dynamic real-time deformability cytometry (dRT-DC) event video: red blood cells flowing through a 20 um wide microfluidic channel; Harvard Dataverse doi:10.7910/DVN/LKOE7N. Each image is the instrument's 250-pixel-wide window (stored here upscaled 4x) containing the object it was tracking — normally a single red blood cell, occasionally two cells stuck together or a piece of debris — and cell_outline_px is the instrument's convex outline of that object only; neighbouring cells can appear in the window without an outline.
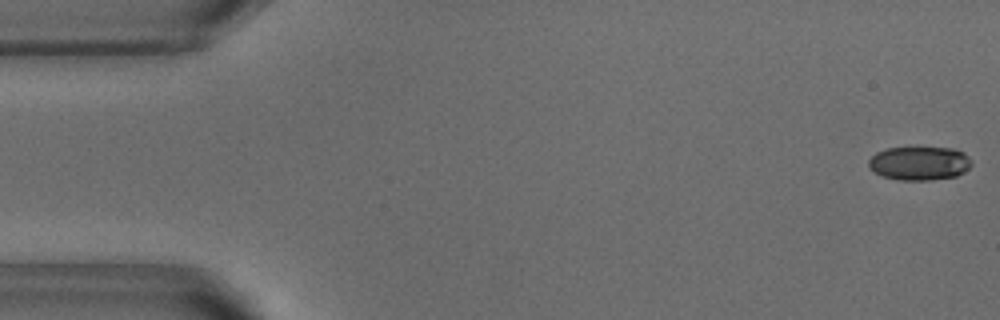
{"species": "common noctule bat (a hibernating species)", "species_latin": "Nyctalus noctula", "temperature_condition": "warm", "stored_images_in_passage": 47, "camera_frame_rate_fps": 3000, "um_per_image_px": 0.085, "animal": {"sex": "male", "body_mass_g": 18.8}, "frame": {"image": 1, "passage_image": 1, "time_ms": 0.0, "image_size_px": [1000, 320], "cell_outline_px": [[972, 164], [964, 172], [956, 176], [928, 180], [900, 180], [884, 176], [868, 168], [868, 160], [876, 152], [888, 148], [952, 148], [964, 152], [972, 160]], "centroid_in_image_um": [78.16, 13.87], "position_along_channel_um": 6.8, "area_um2": 20.17}}
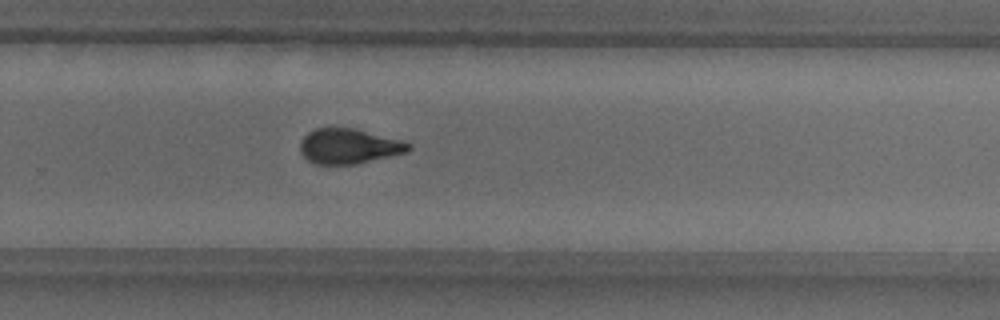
{"frame": {"image": 2, "passage_image": 34, "time_ms": 11.0, "image_size_px": [1000, 320], "cell_outline_px": [[412, 148], [408, 152], [356, 164], [316, 164], [308, 160], [300, 152], [300, 140], [308, 132], [316, 128], [356, 128], [400, 140], [412, 144]], "centroid_in_image_um": [29.66, 12.43], "position_along_channel_um": 300.1, "area_um2": 22.2}}
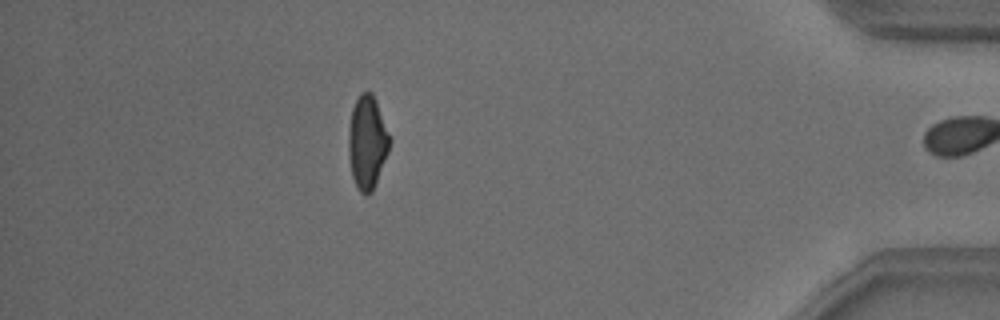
{"frame": {"image": 3, "passage_image": 46, "time_ms": 15.0, "image_size_px": [1000, 320], "cell_outline_px": [[392, 140], [388, 152], [372, 192], [364, 196], [356, 188], [352, 176], [348, 156], [348, 132], [352, 108], [360, 92], [372, 92], [376, 100]], "centroid_in_image_um": [31.21, 12.1], "position_along_channel_um": 404.0, "area_um2": 22.6}, "authors_computed_cell_mechanics": {"area_um2": 22.6576, "velocity_mm_per_s": 3.8347, "shape_relaxation_time_tau1_ms": 4.3133, "shape_relaxation_time_tau2_ms": 1.3794, "deformation_change_tau1": 0.1608, "deformation_change_tau2": 0.0743}}